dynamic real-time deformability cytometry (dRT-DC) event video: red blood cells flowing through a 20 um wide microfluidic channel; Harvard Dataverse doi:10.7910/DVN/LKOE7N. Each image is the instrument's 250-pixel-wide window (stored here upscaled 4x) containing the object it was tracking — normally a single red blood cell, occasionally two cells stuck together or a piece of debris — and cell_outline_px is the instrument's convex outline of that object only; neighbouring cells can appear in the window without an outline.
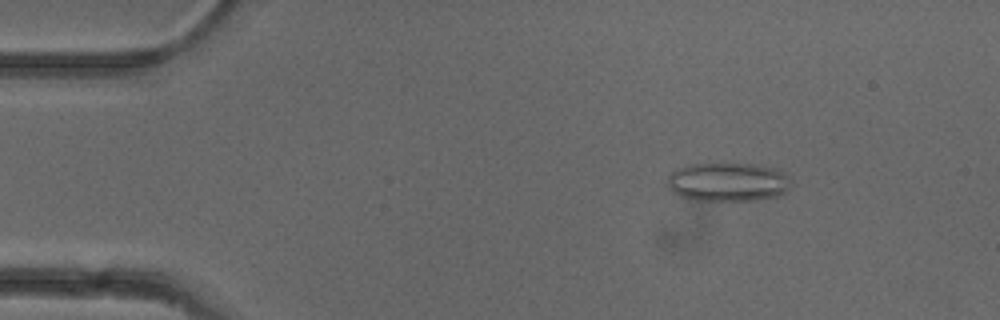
{"species": "common noctule bat (a hibernating species)", "species_latin": "Nyctalus noctula", "temperature_condition": "cold", "stored_images_in_passage": 52, "camera_frame_rate_fps": 3000, "um_per_image_px": 0.085, "animal": {"sex": "female"}, "frame": {"image": 1, "passage_image": 8, "time_ms": 2.333, "image_size_px": [1000, 320], "cell_outline_px": [[792, 184], [784, 192], [776, 196], [752, 200], [696, 200], [680, 196], [672, 192], [668, 184], [668, 176], [676, 168], [688, 164], [756, 164], [780, 168], [788, 176]], "centroid_in_image_um": [61.89, 15.45], "position_along_channel_um": 23.1, "area_um2": 28.03}}
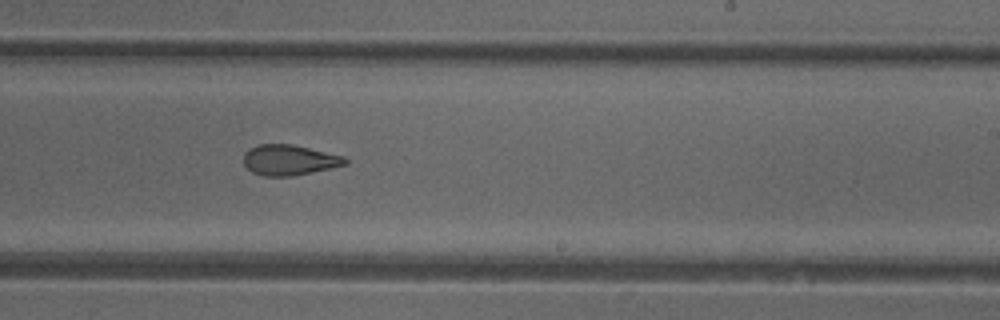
{"frame": {"image": 2, "passage_image": 32, "time_ms": 10.333, "image_size_px": [1000, 320], "cell_outline_px": [[348, 164], [312, 172], [292, 176], [264, 176], [252, 172], [244, 164], [244, 152], [248, 148], [256, 144], [292, 144], [344, 156], [348, 160]], "centroid_in_image_um": [24.57, 13.59], "position_along_channel_um": 264.4, "area_um2": 18.09}}
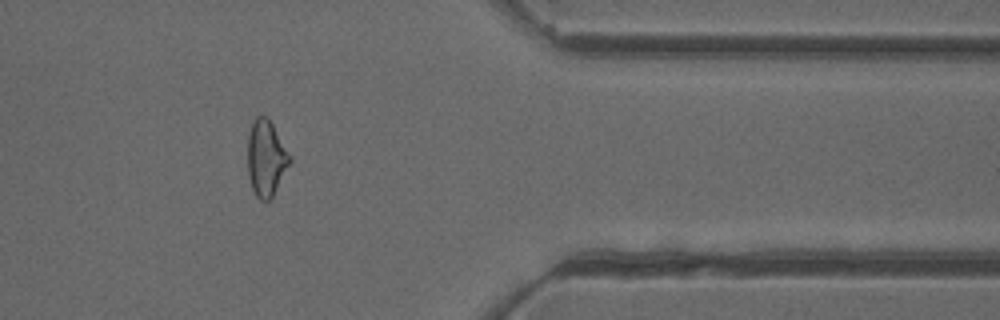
{"frame": {"image": 3, "passage_image": 43, "time_ms": 14.0, "image_size_px": [1000, 320], "cell_outline_px": [[292, 160], [272, 196], [268, 200], [260, 200], [256, 196], [252, 188], [248, 176], [248, 136], [252, 124], [256, 116], [268, 116], [292, 156]], "centroid_in_image_um": [22.63, 13.42], "position_along_channel_um": 388.8, "area_um2": 18.67}, "authors_computed_cell_mechanics": {"area_um2": 19.5075, "velocity_mm_per_s": 3.9535, "shape_relaxation_time_tau1_ms": null, "shape_relaxation_time_tau2_ms": 2.6968, "deformation_change_tau1": null, "deformation_change_tau2": 0.1155}}